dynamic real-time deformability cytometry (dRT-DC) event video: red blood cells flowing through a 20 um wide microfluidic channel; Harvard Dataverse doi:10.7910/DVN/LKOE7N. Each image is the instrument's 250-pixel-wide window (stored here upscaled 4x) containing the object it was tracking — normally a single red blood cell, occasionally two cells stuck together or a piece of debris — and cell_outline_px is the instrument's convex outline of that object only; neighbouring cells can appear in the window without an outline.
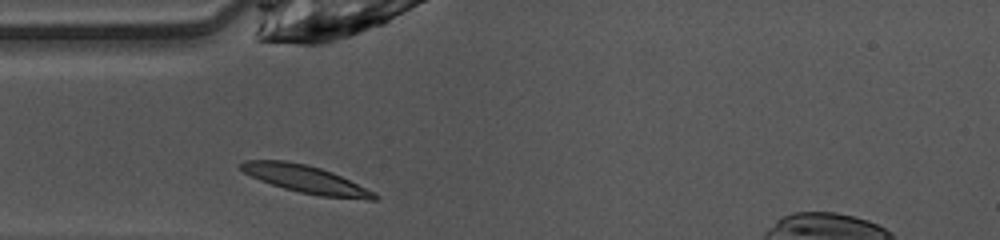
{"species": "common noctule bat (a hibernating species)", "species_latin": "Nyctalus noctula", "temperature_condition": "warm", "stored_images_in_passage": 29, "camera_frame_rate_fps": 3000, "um_per_image_px": 0.085, "animal": {"sex": "female", "body_mass_g": 10.0, "forearm_length_mm": 53.1}, "frame": {"image": 1, "passage_image": 1, "time_ms": 0.0, "image_size_px": [1000, 240], "cell_outline_px": [[380, 196], [376, 200], [368, 200], [320, 196], [300, 192], [284, 188], [260, 180], [244, 172], [240, 168], [240, 164], [244, 160], [284, 160], [304, 164], [320, 168], [332, 172], [376, 192]], "centroid_in_image_um": [26.04, 15.25], "position_along_channel_um": 59.0, "area_um2": 21.39}}
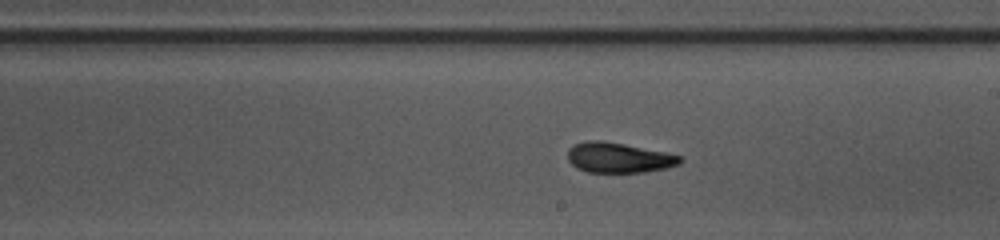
{"frame": {"image": 2, "passage_image": 14, "time_ms": 4.333, "image_size_px": [1000, 240], "cell_outline_px": [[684, 160], [680, 164], [664, 168], [644, 172], [588, 172], [576, 168], [568, 160], [568, 148], [572, 144], [588, 140], [604, 140], [664, 152], [680, 156]], "centroid_in_image_um": [52.55, 13.39], "position_along_channel_um": 236.5, "area_um2": 19.77}}
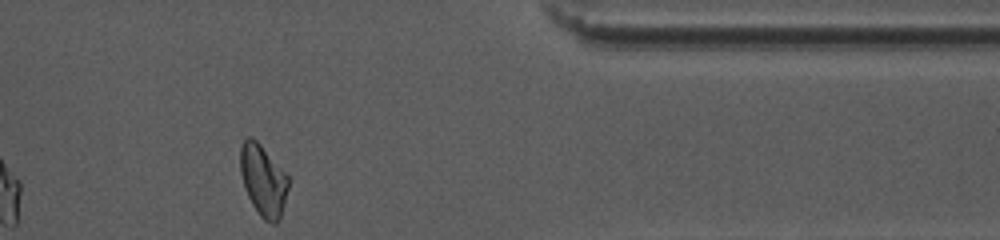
{"frame": {"image": 3, "passage_image": 27, "time_ms": 8.667, "image_size_px": [1000, 240], "cell_outline_px": [[288, 188], [280, 220], [276, 224], [272, 224], [264, 220], [260, 216], [252, 204], [244, 188], [240, 172], [240, 148], [244, 140], [248, 136], [252, 136], [260, 144], [288, 176]], "centroid_in_image_um": [22.36, 15.35], "position_along_channel_um": 389.0, "area_um2": 19.94}, "authors_computed_cell_mechanics": {"area_um2": 19.7676, "velocity_mm_per_s": 4.0819, "shape_relaxation_time_tau1_ms": 8.0051, "shape_relaxation_time_tau2_ms": 1.2756, "deformation_change_tau1": 0.2449, "deformation_change_tau2": 0.0756}}